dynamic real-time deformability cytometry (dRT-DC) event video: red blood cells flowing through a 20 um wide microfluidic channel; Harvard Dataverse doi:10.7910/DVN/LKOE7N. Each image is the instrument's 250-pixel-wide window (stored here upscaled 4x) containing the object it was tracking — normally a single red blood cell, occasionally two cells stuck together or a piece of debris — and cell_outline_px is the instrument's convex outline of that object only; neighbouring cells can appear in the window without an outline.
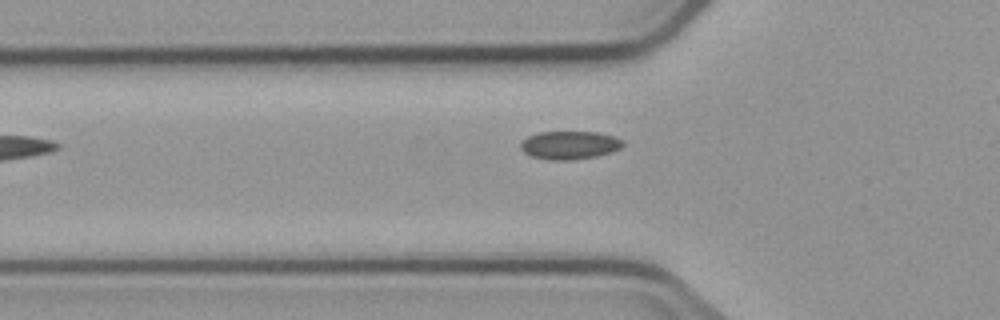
{"species": "common noctule bat (a hibernating species)", "species_latin": "Nyctalus noctula", "temperature_condition": "cold", "stored_images_in_passage": 5, "segment_of_instrument_passage": [1, 2], "camera_frame_rate_fps": 3000, "um_per_image_px": 0.085, "animal": {"sex": "male", "body_mass_g": 23.1, "forearm_length_mm": 52.7}, "frame": {"image": 1, "passage_image": 4, "time_ms": 3.667, "image_size_px": [1000, 320], "cell_outline_px": [[624, 144], [620, 148], [612, 152], [596, 156], [572, 160], [548, 160], [532, 156], [524, 152], [520, 148], [520, 144], [528, 136], [540, 132], [596, 132], [612, 136], [624, 140]], "centroid_in_image_um": [48.42, 12.34], "position_along_channel_um": 77.4, "area_um2": 16.76}}